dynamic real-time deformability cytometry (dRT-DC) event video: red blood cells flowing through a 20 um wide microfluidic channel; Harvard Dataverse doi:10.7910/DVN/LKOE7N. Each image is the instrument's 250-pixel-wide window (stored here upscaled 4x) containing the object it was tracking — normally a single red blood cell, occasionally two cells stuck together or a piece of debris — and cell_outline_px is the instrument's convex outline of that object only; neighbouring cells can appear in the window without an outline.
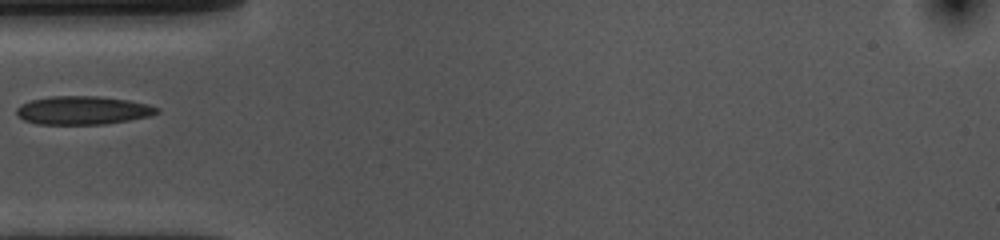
{"species": "common noctule bat (a hibernating species)", "species_latin": "Nyctalus noctula", "temperature_condition": "cold", "stored_images_in_passage": 39, "camera_frame_rate_fps": 3000, "um_per_image_px": 0.085, "animal": {"sex": "female", "body_mass_g": 10.0, "forearm_length_mm": 53.1}, "frame": {"image": 1, "passage_image": 1, "time_ms": 0.0, "image_size_px": [1000, 240], "cell_outline_px": [[160, 112], [148, 116], [128, 120], [104, 124], [36, 124], [24, 120], [16, 112], [16, 108], [20, 104], [32, 100], [48, 96], [96, 96], [128, 100], [148, 104], [160, 108]], "centroid_in_image_um": [7.03, 9.37], "position_along_channel_um": 78.0, "area_um2": 23.18}}
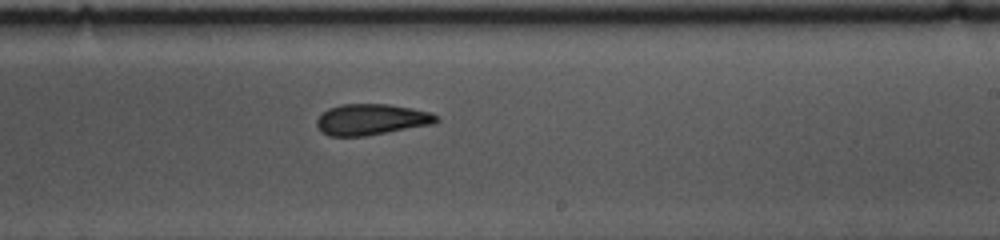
{"frame": {"image": 2, "passage_image": 16, "time_ms": 5.0, "image_size_px": [1000, 240], "cell_outline_px": [[440, 120], [436, 124], [364, 136], [328, 136], [320, 132], [316, 124], [316, 120], [328, 108], [340, 104], [388, 104], [412, 108], [432, 112], [440, 116]], "centroid_in_image_um": [31.61, 10.16], "position_along_channel_um": 257.4, "area_um2": 21.96}}
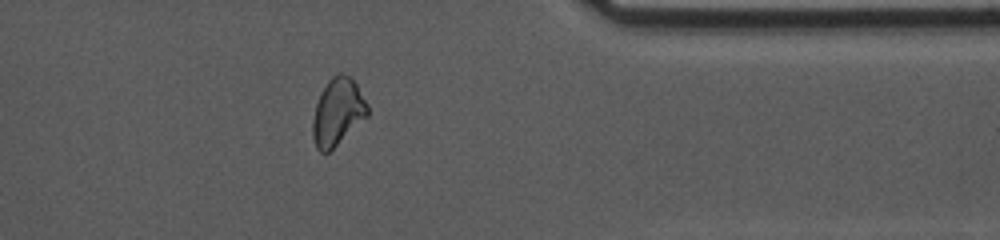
{"frame": {"image": 3, "passage_image": 28, "time_ms": 9.0, "image_size_px": [1000, 240], "cell_outline_px": [[368, 116], [328, 152], [320, 152], [316, 148], [312, 136], [312, 120], [316, 104], [320, 92], [328, 80], [336, 72], [340, 72], [348, 76], [356, 84], [368, 104]], "centroid_in_image_um": [28.68, 9.5], "position_along_channel_um": 382.7, "area_um2": 21.39}}